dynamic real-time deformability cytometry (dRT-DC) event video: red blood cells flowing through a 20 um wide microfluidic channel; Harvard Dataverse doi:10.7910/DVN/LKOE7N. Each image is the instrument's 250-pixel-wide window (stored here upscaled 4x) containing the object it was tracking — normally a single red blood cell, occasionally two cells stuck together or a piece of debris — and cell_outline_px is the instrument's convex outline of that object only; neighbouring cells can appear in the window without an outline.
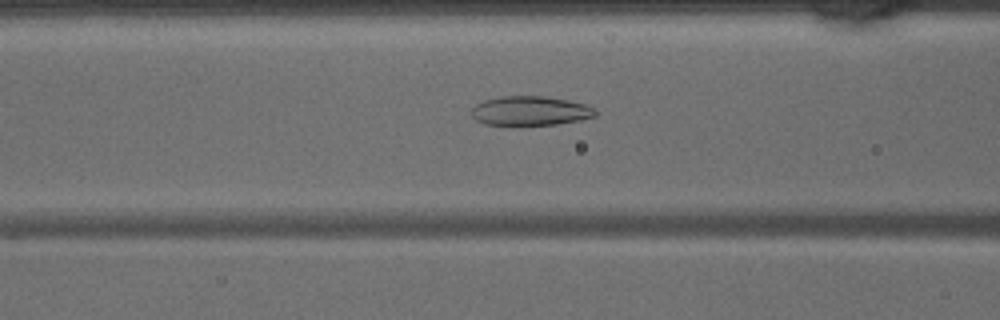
{"species": "common noctule bat (a hibernating species)", "species_latin": "Nyctalus noctula", "temperature_condition": "warm", "stored_images_in_passage": 45, "camera_frame_rate_fps": 3000, "um_per_image_px": 0.085, "animal": {"sex": "male", "body_mass_g": 15.6}, "frame": {"image": 1, "passage_image": 18, "time_ms": 5.667, "image_size_px": [1000, 320], "cell_outline_px": [[600, 112], [596, 116], [556, 124], [520, 128], [484, 124], [476, 120], [472, 116], [472, 108], [476, 104], [484, 100], [500, 96], [544, 96], [568, 100], [584, 104], [596, 108]], "centroid_in_image_um": [45.05, 9.46], "position_along_channel_um": 121.5, "area_um2": 22.02}}
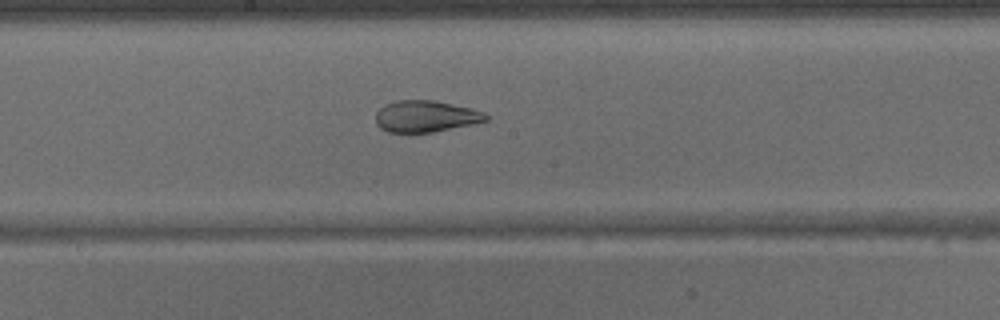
{"frame": {"image": 2, "passage_image": 24, "time_ms": 7.667, "image_size_px": [1000, 320], "cell_outline_px": [[488, 120], [472, 124], [432, 132], [388, 132], [380, 128], [376, 124], [376, 112], [384, 104], [396, 100], [436, 100], [472, 108], [484, 112], [488, 116]], "centroid_in_image_um": [36.17, 9.87], "position_along_channel_um": 212.0, "area_um2": 20.35}}
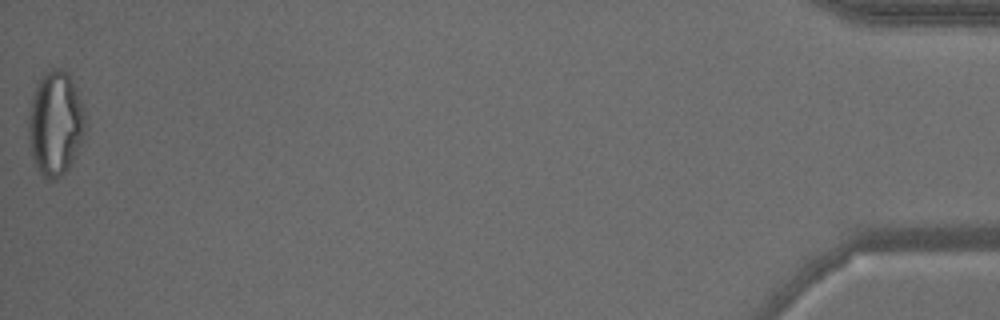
{"frame": {"image": 3, "passage_image": 45, "time_ms": 14.667, "image_size_px": [1000, 320], "cell_outline_px": [[88, 124], [72, 164], [56, 180], [48, 180], [40, 172], [32, 156], [28, 132], [28, 116], [32, 96], [36, 84], [44, 72], [52, 68], [60, 68], [68, 72], [72, 80], [80, 100]], "centroid_in_image_um": [4.71, 10.47], "position_along_channel_um": 430.5, "area_um2": 34.68}}